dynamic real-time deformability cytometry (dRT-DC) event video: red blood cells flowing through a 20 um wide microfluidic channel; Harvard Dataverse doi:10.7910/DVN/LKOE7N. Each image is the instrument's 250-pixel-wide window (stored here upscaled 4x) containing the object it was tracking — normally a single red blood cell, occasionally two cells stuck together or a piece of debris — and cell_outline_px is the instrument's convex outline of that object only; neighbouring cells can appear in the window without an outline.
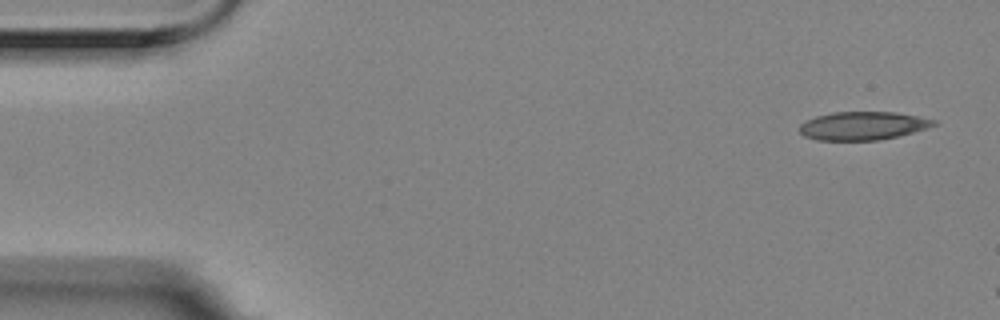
{"species": "Egyptian fruit bat (a non-hibernating species)", "species_latin": "Rousettus aegyptiacus", "temperature_condition": "room temperature", "stored_images_in_passage": 4, "camera_frame_rate_fps": 3000, "um_per_image_px": 0.085, "animal": {"sex": "female"}, "frame": {"image": 1, "passage_image": 1, "time_ms": 0.0, "image_size_px": [1000, 320], "cell_outline_px": [[940, 124], [928, 128], [896, 136], [876, 140], [816, 140], [804, 136], [800, 132], [800, 124], [816, 116], [832, 112], [892, 112], [916, 116], [936, 120]], "centroid_in_image_um": [73.35, 10.69], "position_along_channel_um": 11.7, "area_um2": 21.96}}